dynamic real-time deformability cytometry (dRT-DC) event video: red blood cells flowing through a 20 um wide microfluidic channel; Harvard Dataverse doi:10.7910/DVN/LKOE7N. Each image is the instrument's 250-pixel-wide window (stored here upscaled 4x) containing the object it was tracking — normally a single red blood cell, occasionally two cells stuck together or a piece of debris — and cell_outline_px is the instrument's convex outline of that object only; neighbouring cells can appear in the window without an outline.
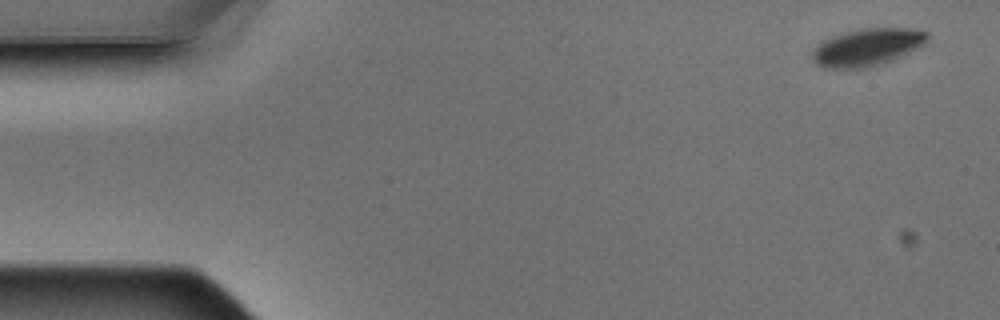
{"species": "Egyptian fruit bat (a non-hibernating species)", "species_latin": "Rousettus aegyptiacus", "temperature_condition": "warm", "stored_images_in_passage": 5, "camera_frame_rate_fps": 3000, "um_per_image_px": 0.085, "animal": {"sex": "male"}, "frame": {"image": 1, "passage_image": 1, "time_ms": 0.0, "image_size_px": [1000, 320], "cell_outline_px": [[928, 40], [924, 44], [892, 60], [880, 64], [860, 68], [824, 68], [816, 64], [812, 60], [812, 48], [816, 44], [832, 36], [844, 32], [860, 28], [908, 28], [928, 32]], "centroid_in_image_um": [73.66, 4.0], "position_along_channel_um": 11.3, "area_um2": 25.03}}
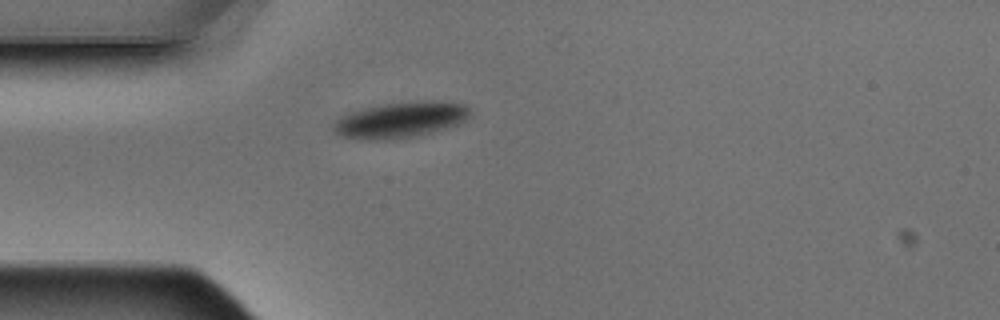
{"frame": {"image": 2, "passage_image": 4, "time_ms": 1.0, "image_size_px": [1000, 320], "cell_outline_px": [[468, 116], [460, 124], [432, 132], [416, 136], [392, 140], [368, 140], [340, 136], [332, 132], [332, 124], [340, 116], [364, 108], [412, 100], [436, 100], [464, 104], [468, 108]], "centroid_in_image_um": [34.01, 10.19], "position_along_channel_um": 51.0, "area_um2": 28.73}}